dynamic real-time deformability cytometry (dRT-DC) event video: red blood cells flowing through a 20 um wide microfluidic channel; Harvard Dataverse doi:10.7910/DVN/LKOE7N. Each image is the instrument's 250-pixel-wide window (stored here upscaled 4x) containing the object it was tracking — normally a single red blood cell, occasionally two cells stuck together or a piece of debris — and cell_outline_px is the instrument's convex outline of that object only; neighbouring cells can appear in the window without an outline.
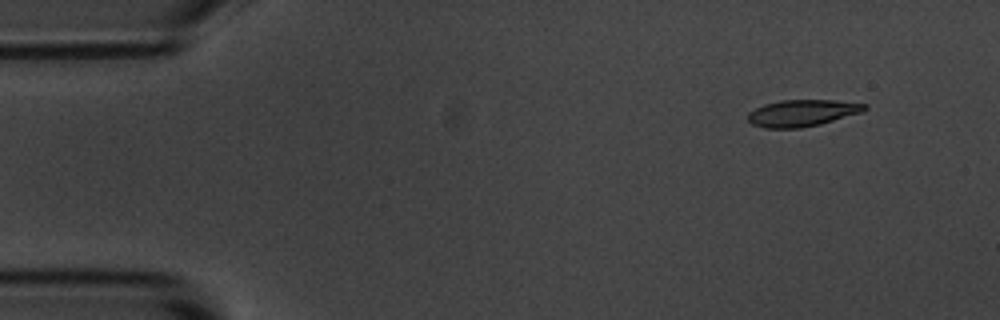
{"species": "common noctule bat (a hibernating species)", "species_latin": "Nyctalus noctula", "temperature_condition": "room temperature", "stored_images_in_passage": 5, "camera_frame_rate_fps": 3000, "um_per_image_px": 0.085, "animal": {"sex": "male", "body_mass_g": 20.1, "forearm_length_mm": 53.5}, "frame": {"image": 1, "passage_image": 2, "time_ms": 1.333, "image_size_px": [1000, 320], "cell_outline_px": [[868, 108], [864, 112], [820, 124], [800, 128], [764, 128], [752, 124], [748, 120], [748, 112], [764, 104], [780, 100], [836, 100], [868, 104]], "centroid_in_image_um": [68.22, 9.6], "position_along_channel_um": 16.8, "area_um2": 18.32}}
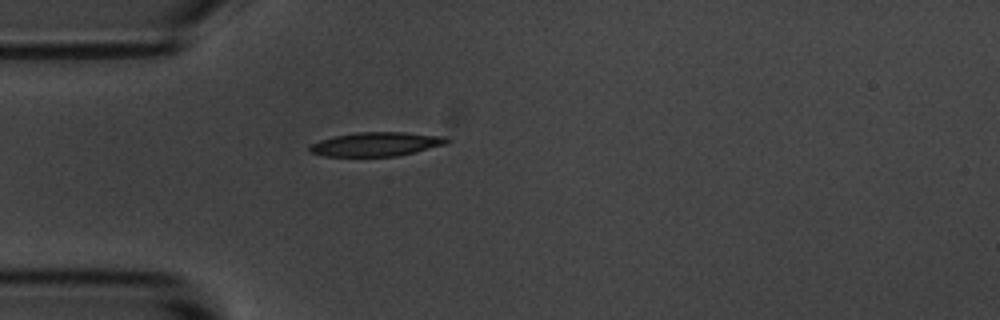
{"frame": {"image": 2, "passage_image": 5, "time_ms": 4.667, "image_size_px": [1000, 320], "cell_outline_px": [[452, 140], [444, 144], [396, 156], [324, 156], [308, 152], [308, 144], [320, 140], [336, 136], [356, 132], [404, 132], [448, 136]], "centroid_in_image_um": [31.94, 12.24], "position_along_channel_um": 53.1, "area_um2": 19.19}}